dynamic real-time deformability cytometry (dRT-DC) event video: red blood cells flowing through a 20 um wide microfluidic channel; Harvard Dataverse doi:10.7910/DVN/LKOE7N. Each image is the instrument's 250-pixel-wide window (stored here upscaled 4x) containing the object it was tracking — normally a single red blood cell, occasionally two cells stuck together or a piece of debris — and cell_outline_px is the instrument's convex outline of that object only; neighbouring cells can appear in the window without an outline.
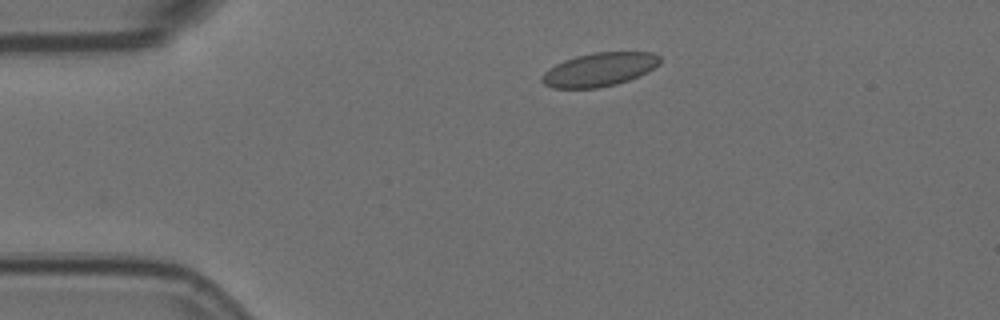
{"species": "Egyptian fruit bat (a non-hibernating species)", "species_latin": "Rousettus aegyptiacus", "temperature_condition": "room temperature", "stored_images_in_passage": 3, "camera_frame_rate_fps": 3000, "um_per_image_px": 0.085, "animal": {"sex": "female"}, "frame": {"image": 1, "passage_image": 1, "time_ms": 0.0, "image_size_px": [1000, 320], "cell_outline_px": [[660, 64], [648, 72], [628, 80], [616, 84], [596, 88], [552, 88], [544, 84], [540, 80], [540, 76], [548, 68], [564, 60], [576, 56], [596, 52], [652, 52], [660, 56]], "centroid_in_image_um": [50.93, 5.91], "position_along_channel_um": 34.1, "area_um2": 23.18}}
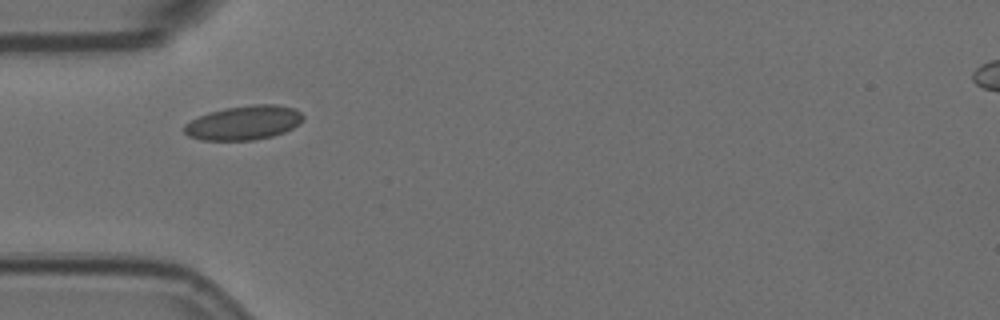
{"frame": {"image": 2, "passage_image": 2, "time_ms": 0.333, "image_size_px": [1000, 320], "cell_outline_px": [[304, 120], [300, 124], [284, 132], [272, 136], [256, 140], [200, 140], [188, 136], [184, 132], [184, 124], [208, 112], [224, 108], [252, 104], [276, 104], [292, 108], [300, 112], [304, 116]], "centroid_in_image_um": [20.73, 10.43], "position_along_channel_um": 64.3, "area_um2": 23.81}}
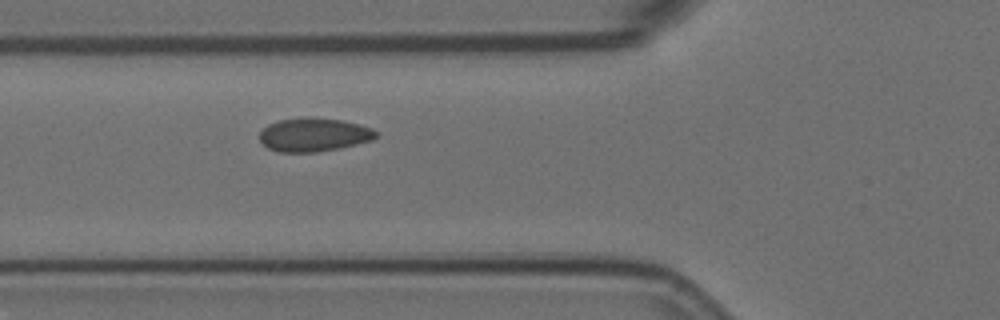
{"frame": {"image": 3, "passage_image": 3, "time_ms": 0.667, "image_size_px": [1000, 320], "cell_outline_px": [[380, 136], [372, 140], [340, 148], [316, 152], [276, 152], [268, 148], [260, 140], [260, 132], [268, 124], [276, 120], [300, 116], [312, 116], [340, 120], [360, 124], [372, 128], [380, 132]], "centroid_in_image_um": [26.7, 11.43], "position_along_channel_um": 99.1, "area_um2": 23.29}}